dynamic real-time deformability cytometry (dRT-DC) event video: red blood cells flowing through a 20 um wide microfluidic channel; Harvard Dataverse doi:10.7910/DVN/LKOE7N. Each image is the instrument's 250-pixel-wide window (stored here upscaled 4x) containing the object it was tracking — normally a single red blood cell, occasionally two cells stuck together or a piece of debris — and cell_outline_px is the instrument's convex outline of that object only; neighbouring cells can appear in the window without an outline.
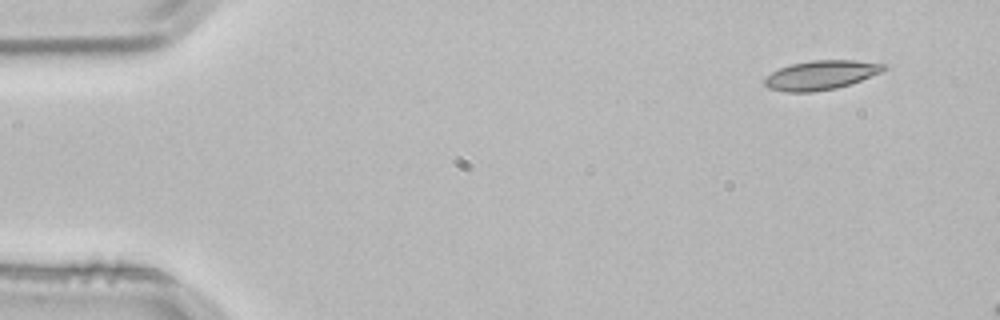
{"species": "common noctule bat (a hibernating species)", "species_latin": "Nyctalus noctula", "temperature_condition": "room temperature", "stored_images_in_passage": 3, "camera_frame_rate_fps": 3000, "um_per_image_px": 0.085, "animal": {"sex": "male", "body_mass_g": 21.5, "forearm_length_mm": 52.0}, "frame": {"image": 1, "passage_image": 1, "time_ms": 0.0, "image_size_px": [1000, 320], "cell_outline_px": [[888, 64], [880, 72], [860, 80], [836, 88], [812, 92], [788, 92], [768, 88], [764, 84], [764, 80], [772, 72], [780, 68], [792, 64], [812, 60], [856, 60]], "centroid_in_image_um": [69.76, 6.38], "position_along_channel_um": 15.2, "area_um2": 20.0}}